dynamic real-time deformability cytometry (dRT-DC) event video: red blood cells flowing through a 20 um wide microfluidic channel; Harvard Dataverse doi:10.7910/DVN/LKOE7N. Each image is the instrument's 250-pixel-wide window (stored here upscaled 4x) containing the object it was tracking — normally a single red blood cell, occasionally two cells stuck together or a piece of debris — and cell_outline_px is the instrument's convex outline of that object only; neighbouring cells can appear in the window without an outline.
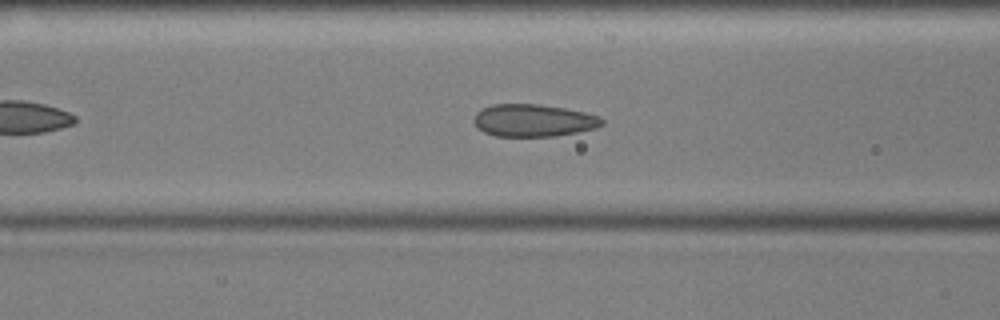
{"species": "common noctule bat (a hibernating species)", "species_latin": "Nyctalus noctula", "temperature_condition": "cold", "stored_images_in_passage": 40, "camera_frame_rate_fps": 3000, "um_per_image_px": 0.085, "animal": {"sex": "male", "body_mass_g": 17.9, "forearm_length_mm": 54.2}, "frame": {"image": 1, "passage_image": 14, "time_ms": 4.333, "image_size_px": [1000, 320], "cell_outline_px": [[604, 124], [596, 128], [556, 136], [496, 136], [484, 132], [476, 128], [472, 120], [476, 112], [492, 104], [536, 104], [564, 108], [584, 112], [600, 116], [604, 120]], "centroid_in_image_um": [45.32, 10.24], "position_along_channel_um": 121.3, "area_um2": 24.28}}
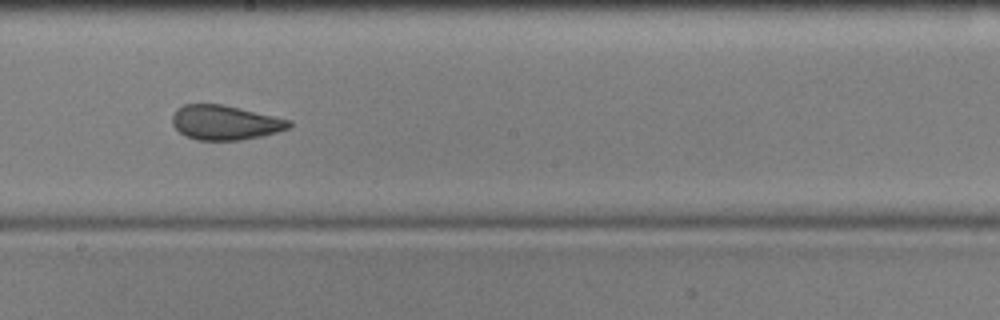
{"frame": {"image": 2, "passage_image": 23, "time_ms": 7.333, "image_size_px": [1000, 320], "cell_outline_px": [[292, 124], [288, 128], [276, 132], [260, 136], [240, 140], [196, 140], [180, 132], [172, 124], [172, 116], [176, 108], [184, 104], [224, 104], [292, 120]], "centroid_in_image_um": [19.12, 10.4], "position_along_channel_um": 229.1, "area_um2": 23.52}}
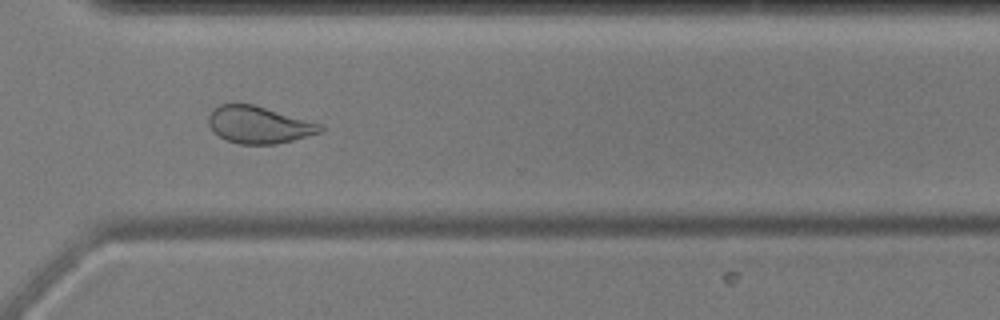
{"frame": {"image": 3, "passage_image": 33, "time_ms": 10.667, "image_size_px": [1000, 320], "cell_outline_px": [[324, 128], [320, 132], [292, 140], [276, 144], [240, 144], [228, 140], [220, 136], [208, 124], [208, 116], [212, 108], [220, 104], [256, 104], [324, 124]], "centroid_in_image_um": [22.03, 10.58], "position_along_channel_um": 348.6, "area_um2": 24.28}, "authors_computed_cell_mechanics": {"area_um2": 24.3049, "velocity_mm_per_s": 3.5876, "shape_relaxation_time_tau1_ms": null, "shape_relaxation_time_tau2_ms": 1.3177, "deformation_change_tau1": null, "deformation_change_tau2": 0.0725}}